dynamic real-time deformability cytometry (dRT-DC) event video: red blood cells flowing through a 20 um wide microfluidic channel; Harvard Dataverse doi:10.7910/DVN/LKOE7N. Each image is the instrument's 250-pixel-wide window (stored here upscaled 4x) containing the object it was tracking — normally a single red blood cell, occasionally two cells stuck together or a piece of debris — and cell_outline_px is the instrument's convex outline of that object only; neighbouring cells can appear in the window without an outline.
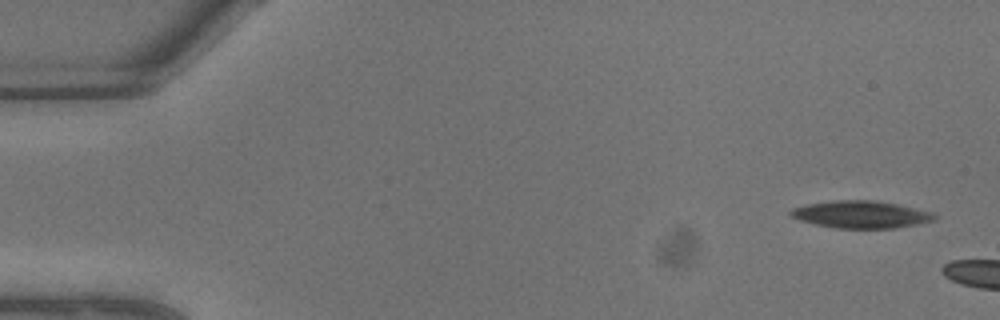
{"species": "common noctule bat (a hibernating species)", "species_latin": "Nyctalus noctula", "temperature_condition": "warm", "stored_images_in_passage": 3, "camera_frame_rate_fps": 3000, "um_per_image_px": 0.085, "animal": {"sex": "male", "body_mass_g": 13.3}, "frame": {"image": 1, "passage_image": 1, "time_ms": 0.0, "image_size_px": [1000, 320], "cell_outline_px": [[936, 216], [932, 220], [916, 224], [896, 228], [836, 228], [816, 224], [800, 220], [792, 216], [788, 212], [792, 208], [804, 204], [832, 200], [876, 200], [896, 204], [932, 212]], "centroid_in_image_um": [73.13, 18.22], "position_along_channel_um": 11.9, "area_um2": 22.72}}